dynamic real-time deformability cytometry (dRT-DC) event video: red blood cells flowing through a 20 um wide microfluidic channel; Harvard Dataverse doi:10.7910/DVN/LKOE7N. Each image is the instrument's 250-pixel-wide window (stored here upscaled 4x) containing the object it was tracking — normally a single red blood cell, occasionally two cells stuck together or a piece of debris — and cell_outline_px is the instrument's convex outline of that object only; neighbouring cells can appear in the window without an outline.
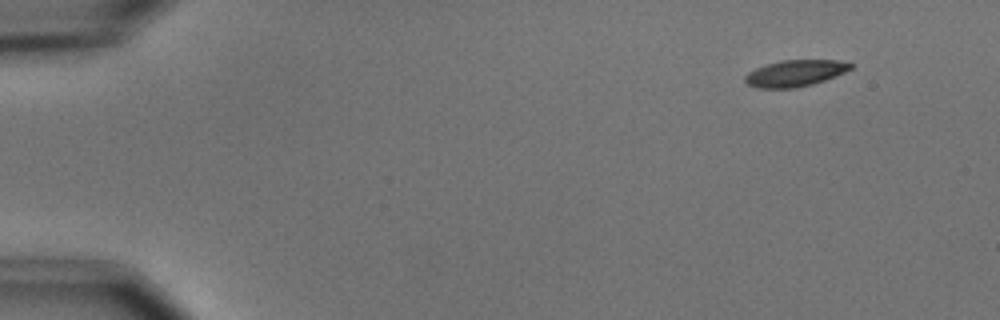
{"species": "common noctule bat (a hibernating species)", "species_latin": "Nyctalus noctula", "temperature_condition": "cold", "stored_images_in_passage": 5, "segment_of_instrument_passage": [1, 2], "camera_frame_rate_fps": 3000, "um_per_image_px": 0.085, "animal": {"sex": "male", "body_mass_g": 15.6}, "frame": {"image": 1, "passage_image": 1, "time_ms": 0.0, "image_size_px": [1000, 320], "cell_outline_px": [[852, 68], [836, 76], [812, 84], [796, 88], [756, 88], [748, 84], [744, 80], [744, 76], [748, 72], [756, 68], [780, 60], [836, 60], [852, 64]], "centroid_in_image_um": [67.55, 6.23], "position_along_channel_um": 17.4, "area_um2": 16.18}}
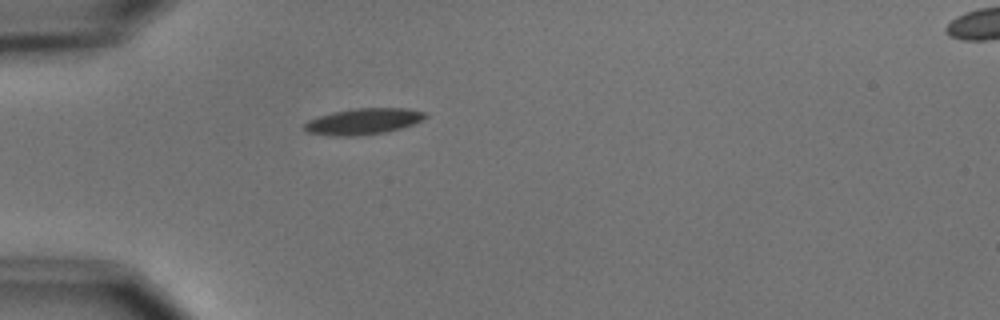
{"frame": {"image": 2, "passage_image": 4, "time_ms": 3.667, "image_size_px": [1000, 320], "cell_outline_px": [[428, 116], [412, 124], [400, 128], [384, 132], [360, 136], [328, 136], [308, 132], [304, 128], [304, 124], [308, 120], [316, 116], [332, 112], [352, 108], [408, 108], [424, 112]], "centroid_in_image_um": [30.82, 10.31], "position_along_channel_um": 54.2, "area_um2": 18.5}}